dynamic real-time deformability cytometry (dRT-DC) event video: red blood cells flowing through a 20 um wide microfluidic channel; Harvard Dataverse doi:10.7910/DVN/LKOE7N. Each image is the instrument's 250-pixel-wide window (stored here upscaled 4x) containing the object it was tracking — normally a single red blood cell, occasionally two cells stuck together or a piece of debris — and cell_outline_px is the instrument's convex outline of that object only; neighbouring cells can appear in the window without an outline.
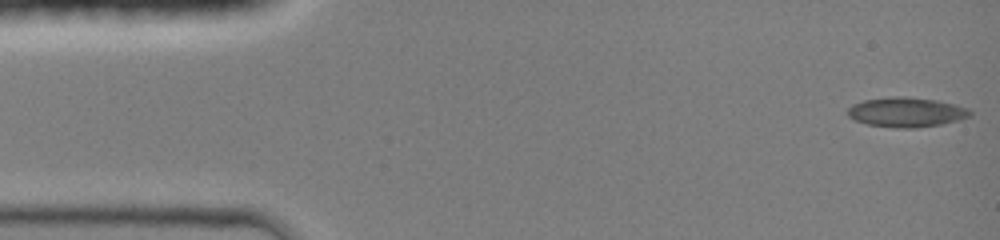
{"species": "common noctule bat (a hibernating species)", "species_latin": "Nyctalus noctula", "temperature_condition": "room temperature", "stored_images_in_passage": 11, "camera_frame_rate_fps": 3000, "um_per_image_px": 0.085, "animal": {"sex": "female", "body_mass_g": 19.0, "forearm_length_mm": 51.5}, "frame": {"image": 1, "passage_image": 1, "time_ms": 0.0, "image_size_px": [1000, 240], "cell_outline_px": [[972, 116], [960, 120], [940, 124], [916, 128], [896, 128], [868, 124], [856, 120], [848, 116], [848, 108], [852, 104], [864, 100], [892, 96], [908, 96], [936, 100], [968, 108], [972, 112]], "centroid_in_image_um": [77.05, 9.53], "position_along_channel_um": 7.9, "area_um2": 21.21}}
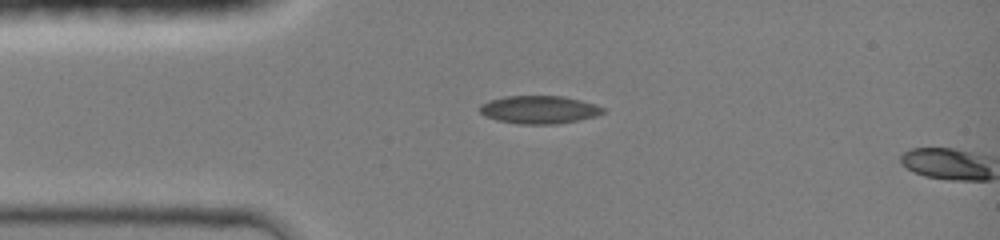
{"frame": {"image": 2, "passage_image": 10, "time_ms": 3.0, "image_size_px": [1000, 240], "cell_outline_px": [[604, 112], [596, 116], [556, 124], [520, 124], [496, 120], [484, 116], [480, 112], [480, 104], [504, 96], [564, 96], [580, 100], [604, 108]], "centroid_in_image_um": [45.79, 9.32], "position_along_channel_um": 39.2, "area_um2": 19.88}}